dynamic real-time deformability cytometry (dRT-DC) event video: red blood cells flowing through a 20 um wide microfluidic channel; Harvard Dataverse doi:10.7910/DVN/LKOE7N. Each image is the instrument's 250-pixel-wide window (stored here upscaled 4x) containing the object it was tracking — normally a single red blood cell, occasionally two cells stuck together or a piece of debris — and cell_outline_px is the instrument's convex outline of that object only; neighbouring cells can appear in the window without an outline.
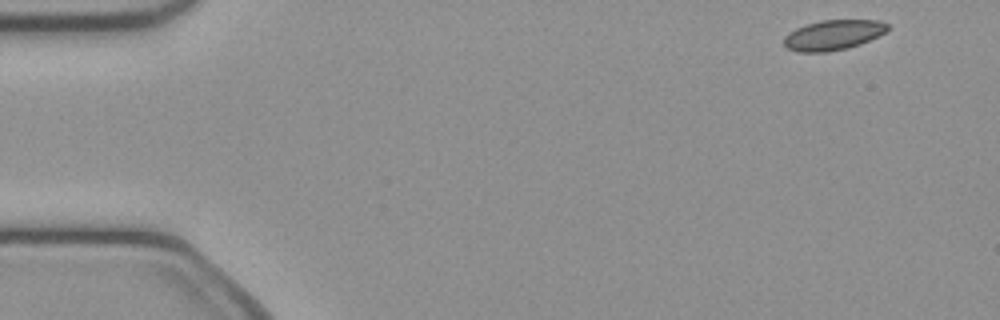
{"species": "common noctule bat (a hibernating species)", "species_latin": "Nyctalus noctula", "temperature_condition": "cold", "stored_images_in_passage": 9, "camera_frame_rate_fps": 3000, "um_per_image_px": 0.085, "animal": {"sex": "female", "body_mass_g": 21.9}, "frame": {"image": 1, "passage_image": 1, "time_ms": 0.0, "image_size_px": [1000, 320], "cell_outline_px": [[888, 28], [884, 32], [860, 44], [848, 48], [828, 52], [800, 52], [788, 48], [784, 44], [784, 36], [788, 32], [796, 28], [808, 24], [824, 20], [880, 20], [888, 24]], "centroid_in_image_um": [70.8, 2.98], "position_along_channel_um": 14.2, "area_um2": 17.98}}